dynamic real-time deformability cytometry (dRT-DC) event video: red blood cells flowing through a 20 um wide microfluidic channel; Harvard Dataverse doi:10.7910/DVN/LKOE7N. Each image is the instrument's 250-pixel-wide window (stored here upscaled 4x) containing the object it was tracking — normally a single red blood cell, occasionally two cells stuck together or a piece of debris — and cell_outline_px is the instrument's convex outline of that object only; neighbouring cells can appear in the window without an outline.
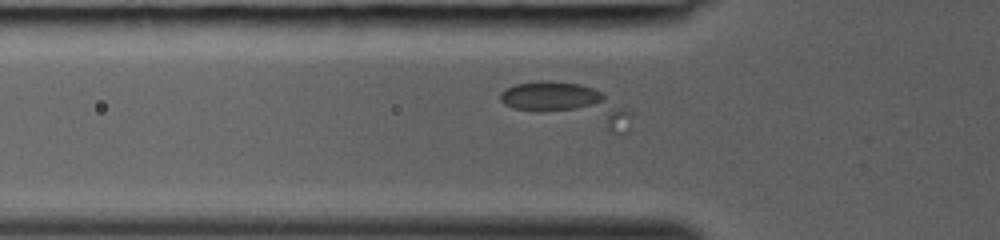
{"species": "common noctule bat (a hibernating species)", "species_latin": "Nyctalus noctula", "temperature_condition": "room temperature", "stored_images_in_passage": 16, "camera_frame_rate_fps": 3000, "um_per_image_px": 0.085, "animal": {"sex": "female", "body_mass_g": 19.0, "forearm_length_mm": 53.3}, "frame": {"image": 1, "passage_image": 9, "time_ms": 2.667, "image_size_px": [1000, 240], "cell_outline_px": [[632, 112], [628, 132], [612, 132], [512, 108], [504, 104], [500, 100], [500, 92], [516, 84], [536, 80], [548, 80], [580, 84], [592, 88], [600, 92]], "centroid_in_image_um": [48.32, 8.85], "position_along_channel_um": 77.5, "area_um2": 30.4}}